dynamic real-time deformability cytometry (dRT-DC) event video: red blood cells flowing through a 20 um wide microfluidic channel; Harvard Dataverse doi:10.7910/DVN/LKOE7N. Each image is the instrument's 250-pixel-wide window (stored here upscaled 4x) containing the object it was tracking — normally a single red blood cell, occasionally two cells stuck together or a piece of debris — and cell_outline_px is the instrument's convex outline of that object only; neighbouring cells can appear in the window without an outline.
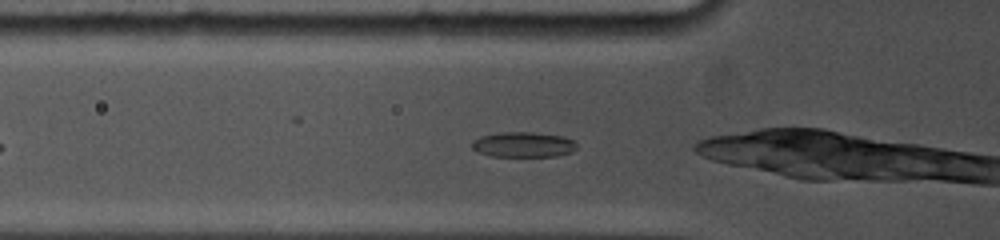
{"species": "common noctule bat (a hibernating species)", "species_latin": "Nyctalus noctula", "temperature_condition": "cold", "stored_images_in_passage": 4, "camera_frame_rate_fps": 5000, "um_per_image_px": 0.085, "animal": {"sex": "female", "body_mass_g": 19.0, "forearm_length_mm": 53.3}, "frame": {"image": 1, "passage_image": 2, "time_ms": 0.4, "image_size_px": [1000, 240], "cell_outline_px": [[576, 148], [572, 152], [556, 156], [492, 156], [476, 152], [472, 148], [472, 140], [480, 136], [500, 132], [532, 132], [564, 136], [572, 140], [576, 144]], "centroid_in_image_um": [44.45, 12.28], "position_along_channel_um": 81.3, "area_um2": 15.49}}